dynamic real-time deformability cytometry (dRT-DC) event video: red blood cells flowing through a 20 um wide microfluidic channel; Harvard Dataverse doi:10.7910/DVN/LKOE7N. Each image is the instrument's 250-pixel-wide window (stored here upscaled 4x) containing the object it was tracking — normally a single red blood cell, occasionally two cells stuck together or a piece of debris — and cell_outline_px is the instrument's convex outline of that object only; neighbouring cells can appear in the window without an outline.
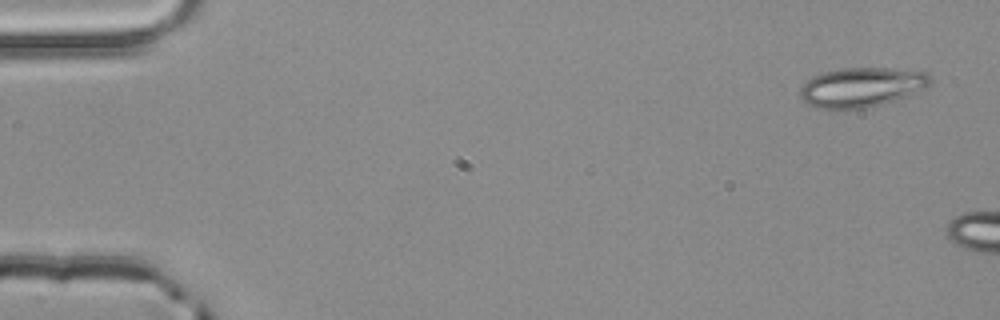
{"species": "common noctule bat (a hibernating species)", "species_latin": "Nyctalus noctula", "temperature_condition": "room temperature", "stored_images_in_passage": 2, "camera_frame_rate_fps": 3000, "um_per_image_px": 0.085, "animal": {"sex": "male", "body_mass_g": 20.4}, "frame": {"image": 1, "passage_image": 1, "time_ms": 0.0, "image_size_px": [1000, 320], "cell_outline_px": [[932, 80], [928, 88], [908, 96], [884, 104], [868, 108], [844, 112], [832, 112], [816, 108], [808, 104], [800, 96], [800, 88], [812, 76], [820, 72], [840, 68], [888, 68], [924, 72]], "centroid_in_image_um": [73.19, 7.47], "position_along_channel_um": 11.8, "area_um2": 31.04}}